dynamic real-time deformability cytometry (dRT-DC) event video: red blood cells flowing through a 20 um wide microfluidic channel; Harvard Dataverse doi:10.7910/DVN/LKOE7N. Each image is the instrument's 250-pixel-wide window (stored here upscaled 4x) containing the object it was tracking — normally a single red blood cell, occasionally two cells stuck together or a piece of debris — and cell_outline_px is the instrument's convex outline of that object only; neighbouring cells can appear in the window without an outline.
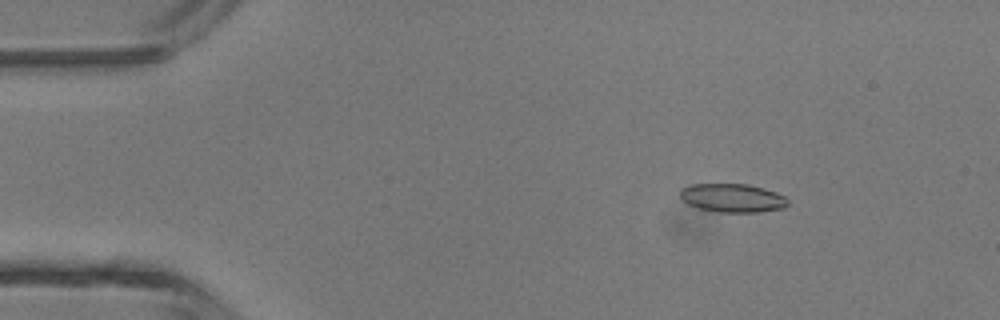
{"species": "common noctule bat (a hibernating species)", "species_latin": "Nyctalus noctula", "temperature_condition": "room temperature", "stored_images_in_passage": 2, "camera_frame_rate_fps": 3000, "um_per_image_px": 0.085, "animal": {"sex": "male", "body_mass_g": 13.3}, "frame": {"image": 1, "passage_image": 1, "time_ms": 0.0, "image_size_px": [1000, 320], "cell_outline_px": [[788, 204], [784, 208], [756, 212], [720, 212], [700, 208], [688, 204], [680, 196], [680, 188], [692, 184], [748, 184], [764, 188], [776, 192], [784, 196], [788, 200]], "centroid_in_image_um": [62.27, 16.82], "position_along_channel_um": 22.7, "area_um2": 17.86}}